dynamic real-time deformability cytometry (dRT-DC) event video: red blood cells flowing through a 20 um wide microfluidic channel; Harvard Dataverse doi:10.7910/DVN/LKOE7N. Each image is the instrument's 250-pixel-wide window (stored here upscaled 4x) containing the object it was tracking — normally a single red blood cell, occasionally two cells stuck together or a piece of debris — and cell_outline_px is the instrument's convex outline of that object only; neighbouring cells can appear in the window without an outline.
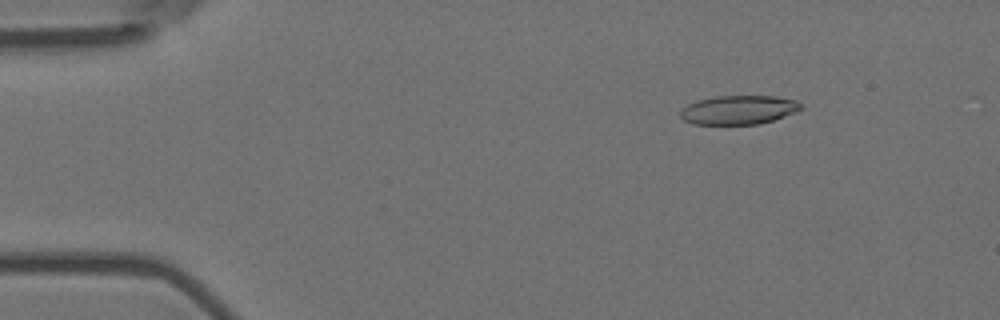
{"species": "Egyptian fruit bat (a non-hibernating species)", "species_latin": "Rousettus aegyptiacus", "temperature_condition": "room temperature", "stored_images_in_passage": 6, "camera_frame_rate_fps": 3000, "um_per_image_px": 0.085, "animal": {"sex": "female"}, "frame": {"image": 1, "passage_image": 2, "time_ms": 0.333, "image_size_px": [1000, 320], "cell_outline_px": [[804, 108], [796, 112], [760, 124], [692, 124], [684, 120], [680, 116], [680, 112], [688, 104], [696, 100], [716, 96], [776, 96], [796, 100], [804, 104]], "centroid_in_image_um": [62.82, 9.33], "position_along_channel_um": 22.2, "area_um2": 20.46}}
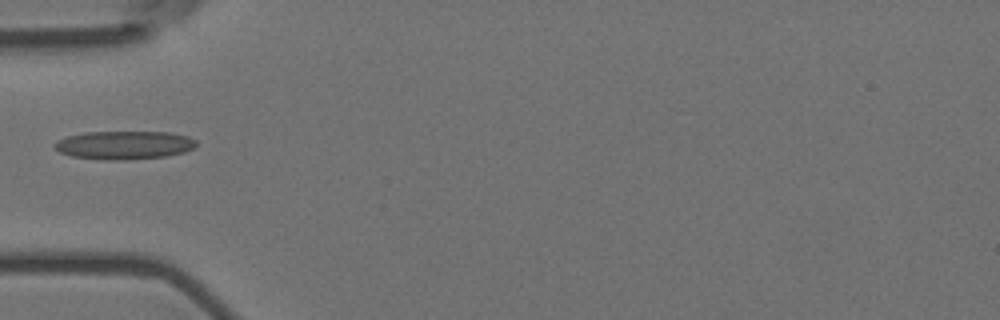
{"frame": {"image": 2, "passage_image": 5, "time_ms": 1.333, "image_size_px": [1000, 320], "cell_outline_px": [[196, 144], [192, 148], [184, 152], [164, 156], [124, 160], [104, 160], [72, 156], [60, 152], [52, 148], [52, 144], [56, 140], [68, 136], [84, 132], [168, 132], [188, 136], [196, 140]], "centroid_in_image_um": [10.5, 12.33], "position_along_channel_um": 74.5, "area_um2": 23.47}}
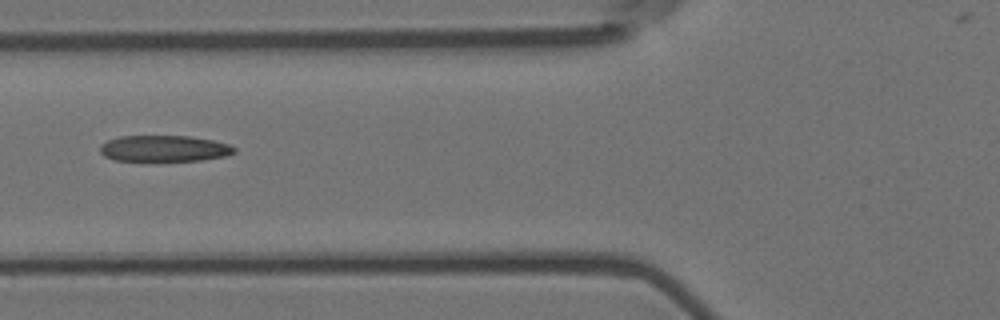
{"frame": {"image": 3, "passage_image": 6, "time_ms": 1.667, "image_size_px": [1000, 320], "cell_outline_px": [[236, 152], [228, 156], [204, 160], [156, 164], [148, 164], [112, 160], [104, 156], [100, 152], [100, 144], [108, 140], [120, 136], [188, 136], [212, 140], [228, 144], [236, 148]], "centroid_in_image_um": [13.92, 12.69], "position_along_channel_um": 111.9, "area_um2": 21.91}}